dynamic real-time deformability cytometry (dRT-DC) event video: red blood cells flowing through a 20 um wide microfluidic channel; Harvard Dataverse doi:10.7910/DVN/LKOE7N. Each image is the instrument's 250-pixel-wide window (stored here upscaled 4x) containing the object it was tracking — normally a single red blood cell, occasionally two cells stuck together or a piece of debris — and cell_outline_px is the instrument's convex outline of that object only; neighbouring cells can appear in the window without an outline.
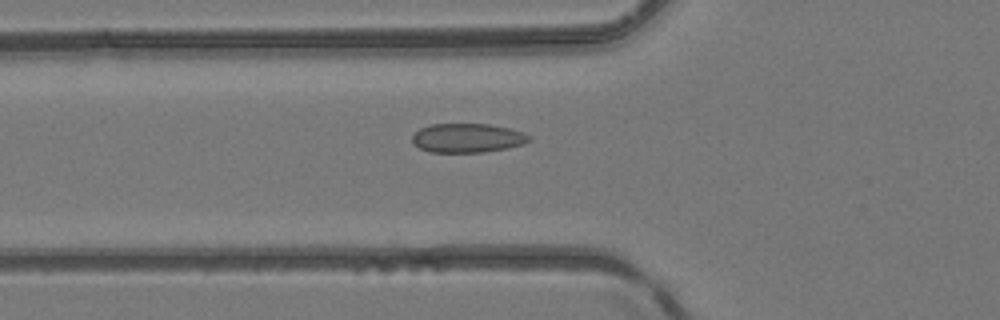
{"species": "common noctule bat (a hibernating species)", "species_latin": "Nyctalus noctula", "temperature_condition": "room temperature", "stored_images_in_passage": 51, "camera_frame_rate_fps": 3000, "um_per_image_px": 0.085, "animal": {"sex": "female", "body_mass_g": 24.6, "forearm_length_mm": 56.2}, "frame": {"image": 1, "passage_image": 19, "time_ms": 6.0, "image_size_px": [1000, 320], "cell_outline_px": [[532, 140], [524, 144], [508, 148], [484, 152], [428, 152], [412, 144], [412, 136], [420, 128], [432, 124], [488, 124], [508, 128], [524, 132], [532, 136]], "centroid_in_image_um": [39.76, 11.73], "position_along_channel_um": 86.0, "area_um2": 20.0}}
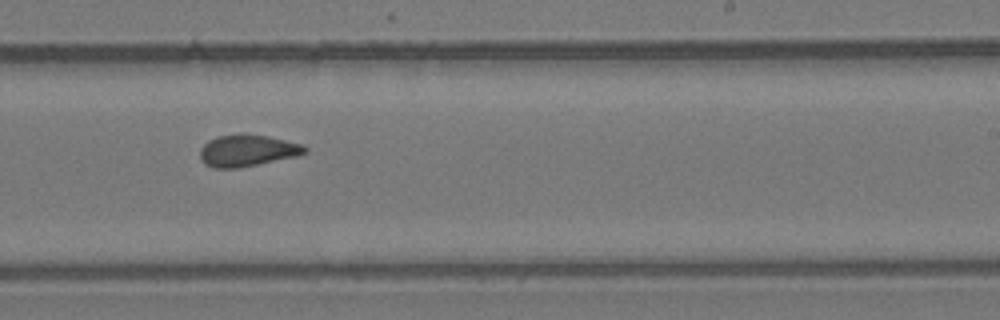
{"frame": {"image": 2, "passage_image": 32, "time_ms": 10.333, "image_size_px": [1000, 320], "cell_outline_px": [[308, 152], [296, 156], [240, 168], [212, 168], [204, 164], [200, 160], [200, 148], [208, 140], [216, 136], [240, 132], [244, 132], [268, 136], [304, 144], [308, 148]], "centroid_in_image_um": [21.01, 12.78], "position_along_channel_um": 268.0, "area_um2": 19.94}}
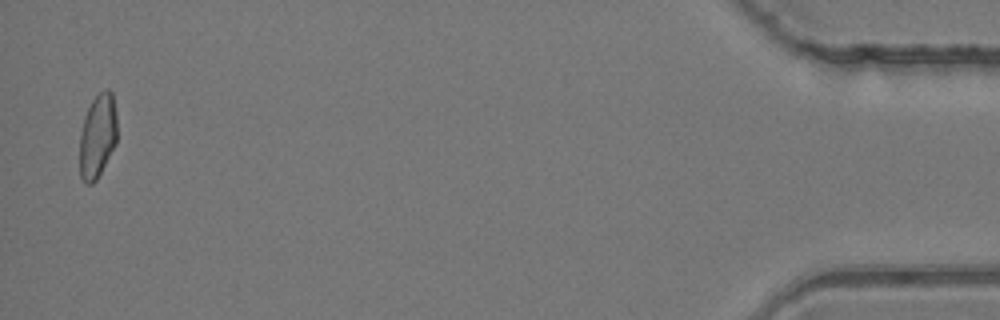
{"frame": {"image": 3, "passage_image": 50, "time_ms": 16.333, "image_size_px": [1000, 320], "cell_outline_px": [[116, 144], [96, 180], [92, 184], [84, 184], [80, 176], [80, 132], [84, 116], [92, 100], [104, 88], [108, 88], [112, 92], [116, 112]], "centroid_in_image_um": [8.29, 11.55], "position_along_channel_um": 426.9, "area_um2": 18.44}, "authors_computed_cell_mechanics": {"area_um2": 19.4208, "velocity_mm_per_s": 4.1797, "shape_relaxation_time_tau1_ms": null, "shape_relaxation_time_tau2_ms": 1.755, "deformation_change_tau1": null, "deformation_change_tau2": 0.0523}}